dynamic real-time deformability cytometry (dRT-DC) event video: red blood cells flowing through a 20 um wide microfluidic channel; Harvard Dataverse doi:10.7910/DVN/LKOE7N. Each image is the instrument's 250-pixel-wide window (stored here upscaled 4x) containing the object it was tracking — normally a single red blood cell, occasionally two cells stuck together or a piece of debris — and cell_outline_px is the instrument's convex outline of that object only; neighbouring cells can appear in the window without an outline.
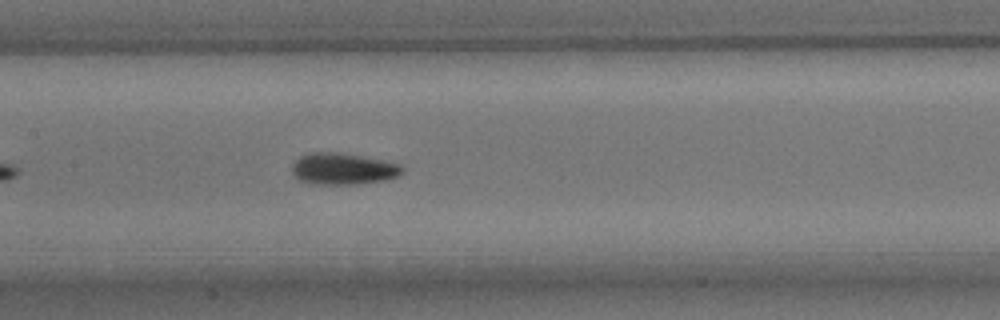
{"species": "common noctule bat (a hibernating species)", "species_latin": "Nyctalus noctula", "temperature_condition": "room temperature", "stored_images_in_passage": 41, "camera_frame_rate_fps": 3000, "um_per_image_px": 0.085, "animal": {"sex": "male", "body_mass_g": 15.6}, "frame": {"image": 1, "passage_image": 13, "time_ms": 4.0, "image_size_px": [1000, 320], "cell_outline_px": [[404, 172], [396, 176], [384, 180], [360, 184], [312, 184], [300, 180], [292, 176], [292, 164], [300, 156], [308, 152], [336, 152], [360, 156], [400, 164], [404, 168]], "centroid_in_image_um": [29.11, 14.35], "position_along_channel_um": 178.3, "area_um2": 20.29}}
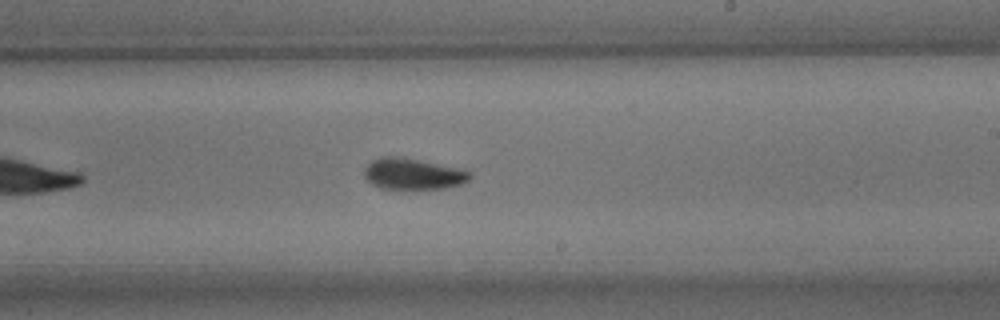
{"frame": {"image": 2, "passage_image": 19, "time_ms": 6.0, "image_size_px": [1000, 320], "cell_outline_px": [[472, 176], [468, 180], [460, 184], [444, 188], [380, 188], [372, 184], [364, 176], [364, 168], [372, 160], [380, 156], [396, 156], [456, 168], [472, 172]], "centroid_in_image_um": [35.05, 14.78], "position_along_channel_um": 253.9, "area_um2": 18.73}}
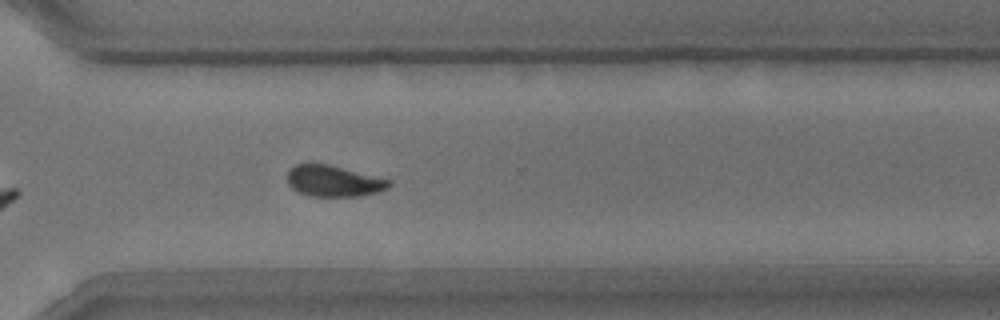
{"frame": {"image": 3, "passage_image": 26, "time_ms": 8.333, "image_size_px": [1000, 320], "cell_outline_px": [[392, 184], [388, 188], [376, 192], [360, 196], [308, 196], [292, 188], [288, 184], [288, 168], [296, 164], [328, 164], [392, 180]], "centroid_in_image_um": [28.36, 15.39], "position_along_channel_um": 342.2, "area_um2": 18.44}, "authors_computed_cell_mechanics": {"area_um2": 19.1896, "velocity_mm_per_s": 3.7956, "shape_relaxation_time_tau1_ms": 2.6531, "shape_relaxation_time_tau2_ms": 1.7977, "deformation_change_tau1": 0.0908, "deformation_change_tau2": 0.068}}